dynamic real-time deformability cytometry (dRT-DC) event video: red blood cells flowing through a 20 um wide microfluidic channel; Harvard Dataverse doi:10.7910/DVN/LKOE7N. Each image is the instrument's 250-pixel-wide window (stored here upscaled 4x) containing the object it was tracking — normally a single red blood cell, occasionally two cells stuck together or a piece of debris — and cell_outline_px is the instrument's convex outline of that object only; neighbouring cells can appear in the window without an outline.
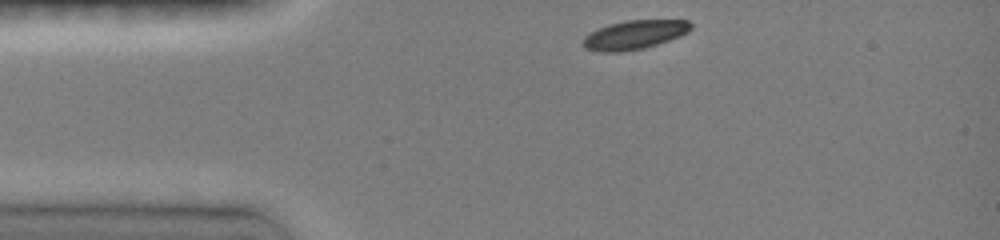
{"species": "common noctule bat (a hibernating species)", "species_latin": "Nyctalus noctula", "temperature_condition": "room temperature", "stored_images_in_passage": 33, "camera_frame_rate_fps": 3000, "um_per_image_px": 0.085, "animal": {"sex": "female", "body_mass_g": 19.0, "forearm_length_mm": 51.5}, "frame": {"image": 1, "passage_image": 1, "time_ms": 0.0, "image_size_px": [1000, 240], "cell_outline_px": [[692, 28], [688, 32], [680, 36], [644, 48], [620, 52], [600, 52], [584, 48], [584, 36], [608, 24], [628, 20], [688, 20], [692, 24]], "centroid_in_image_um": [53.95, 2.95], "position_along_channel_um": 31.1, "area_um2": 18.03}}
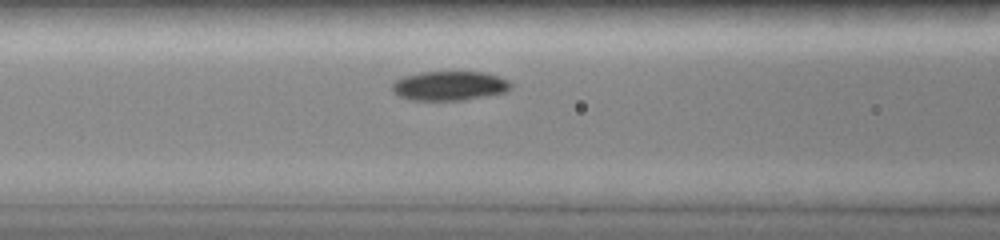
{"frame": {"image": 2, "passage_image": 11, "time_ms": 3.333, "image_size_px": [1000, 240], "cell_outline_px": [[512, 88], [508, 92], [464, 100], [412, 100], [396, 96], [392, 92], [392, 84], [396, 80], [404, 76], [420, 72], [484, 72], [508, 80], [512, 84]], "centroid_in_image_um": [38.2, 7.3], "position_along_channel_um": 128.4, "area_um2": 20.46}}
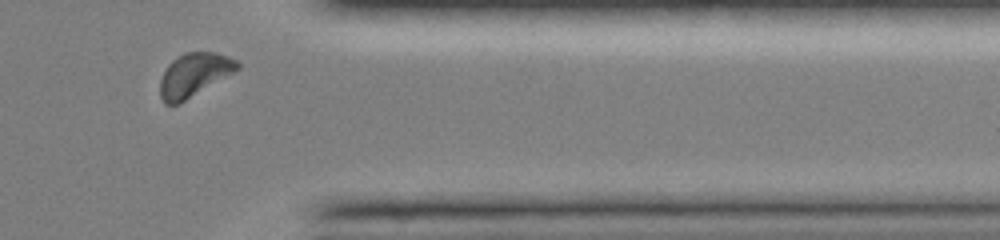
{"frame": {"image": 3, "passage_image": 31, "time_ms": 10.0, "image_size_px": [1000, 240], "cell_outline_px": [[240, 68], [180, 104], [164, 104], [160, 96], [160, 80], [168, 64], [172, 60], [184, 52], [216, 52], [228, 56], [236, 60], [240, 64]], "centroid_in_image_um": [16.48, 6.36], "position_along_channel_um": 394.9, "area_um2": 19.54}, "authors_computed_cell_mechanics": {"area_um2": 20.1722, "velocity_mm_per_s": 4.0299, "shape_relaxation_time_tau1_ms": 2.0752, "shape_relaxation_time_tau2_ms": null, "deformation_change_tau1": 0.109, "deformation_change_tau2": null}}